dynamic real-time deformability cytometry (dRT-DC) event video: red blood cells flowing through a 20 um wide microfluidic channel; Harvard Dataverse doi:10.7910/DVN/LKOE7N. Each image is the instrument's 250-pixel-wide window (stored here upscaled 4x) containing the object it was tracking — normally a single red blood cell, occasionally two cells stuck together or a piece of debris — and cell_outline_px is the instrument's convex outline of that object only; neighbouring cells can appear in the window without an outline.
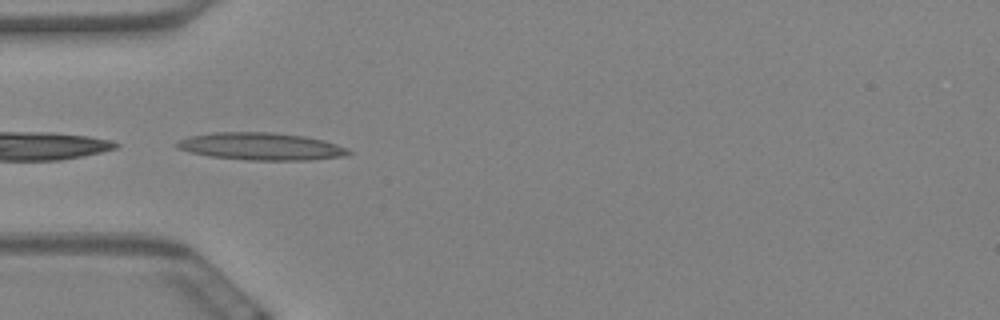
{"species": "Egyptian fruit bat (a non-hibernating species)", "species_latin": "Rousettus aegyptiacus", "temperature_condition": "warm", "stored_images_in_passage": 10, "camera_frame_rate_fps": 3000, "um_per_image_px": 0.085, "animal": {"sex": "female"}, "frame": {"image": 1, "passage_image": 1, "time_ms": 0.0, "image_size_px": [1000, 320], "cell_outline_px": [[352, 152], [348, 156], [312, 160], [248, 160], [212, 156], [192, 152], [176, 148], [176, 144], [180, 140], [188, 136], [212, 132], [272, 132], [304, 136], [324, 140], [348, 148]], "centroid_in_image_um": [22.25, 12.44], "position_along_channel_um": 62.8, "area_um2": 27.46}}
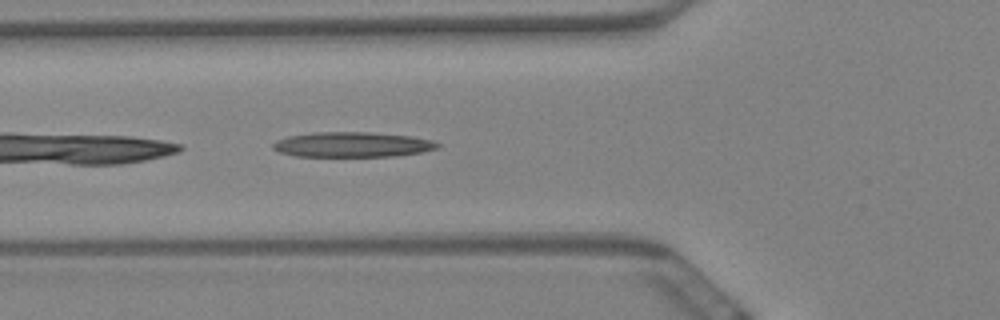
{"frame": {"image": 2, "passage_image": 4, "time_ms": 1.0, "image_size_px": [1000, 320], "cell_outline_px": [[440, 144], [436, 148], [420, 152], [396, 156], [296, 156], [280, 152], [272, 148], [272, 144], [276, 140], [288, 136], [312, 132], [368, 132], [412, 136], [432, 140]], "centroid_in_image_um": [29.92, 12.28], "position_along_channel_um": 95.9, "area_um2": 23.99}}